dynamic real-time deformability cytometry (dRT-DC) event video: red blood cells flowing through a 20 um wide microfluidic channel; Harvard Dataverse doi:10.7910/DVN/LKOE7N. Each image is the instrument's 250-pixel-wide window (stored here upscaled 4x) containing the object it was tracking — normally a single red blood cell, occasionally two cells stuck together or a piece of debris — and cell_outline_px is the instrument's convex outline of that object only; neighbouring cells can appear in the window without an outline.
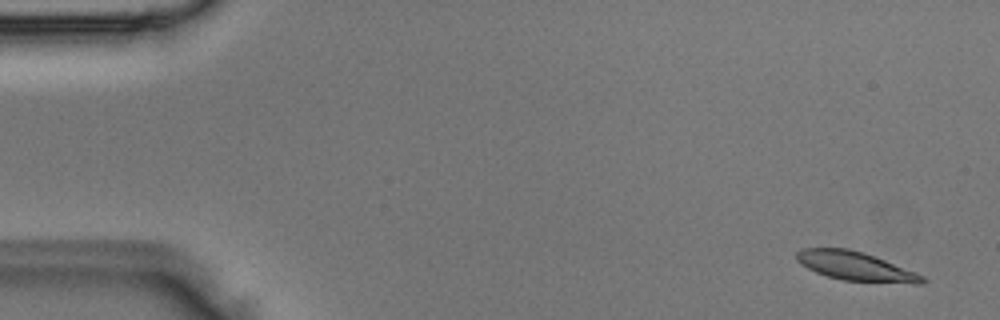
{"species": "Egyptian fruit bat (a non-hibernating species)", "species_latin": "Rousettus aegyptiacus", "temperature_condition": "room temperature", "stored_images_in_passage": 5, "camera_frame_rate_fps": 3000, "um_per_image_px": 0.085, "animal": {"sex": "male"}, "frame": {"image": 1, "passage_image": 1, "time_ms": 0.0, "image_size_px": [1000, 320], "cell_outline_px": [[928, 280], [924, 284], [912, 284], [844, 280], [828, 276], [816, 272], [800, 264], [796, 260], [796, 252], [804, 248], [848, 248], [884, 260], [916, 272], [924, 276]], "centroid_in_image_um": [72.75, 22.64], "position_along_channel_um": 12.3, "area_um2": 21.04}}
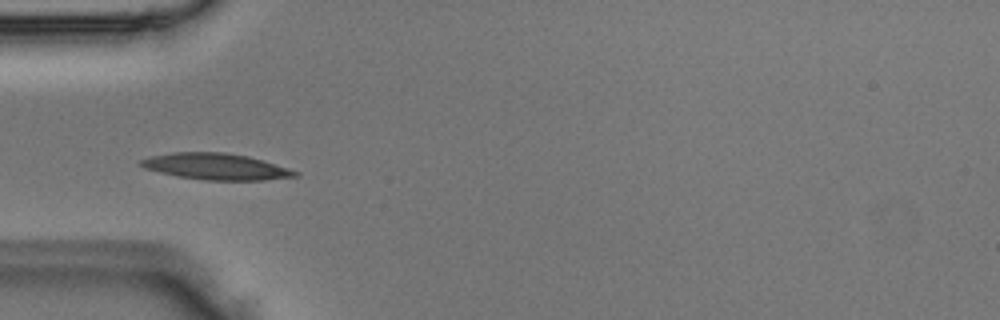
{"frame": {"image": 2, "passage_image": 4, "time_ms": 1.0, "image_size_px": [1000, 320], "cell_outline_px": [[300, 176], [264, 180], [204, 180], [176, 176], [144, 168], [136, 164], [140, 160], [152, 156], [172, 152], [224, 152], [248, 156], [288, 168], [300, 172]], "centroid_in_image_um": [18.34, 14.16], "position_along_channel_um": 66.7, "area_um2": 23.7}}
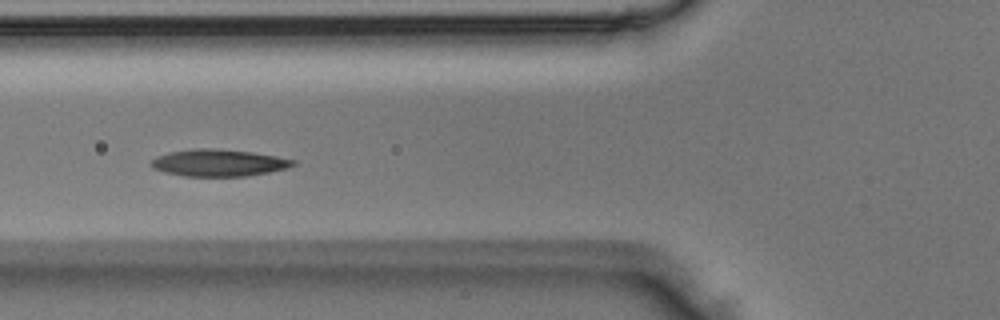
{"frame": {"image": 3, "passage_image": 5, "time_ms": 1.333, "image_size_px": [1000, 320], "cell_outline_px": [[296, 164], [288, 168], [248, 176], [184, 176], [164, 172], [152, 168], [148, 164], [156, 156], [168, 152], [196, 148], [216, 148], [252, 152], [276, 156], [296, 160]], "centroid_in_image_um": [18.56, 13.83], "position_along_channel_um": 107.2, "area_um2": 22.48}}